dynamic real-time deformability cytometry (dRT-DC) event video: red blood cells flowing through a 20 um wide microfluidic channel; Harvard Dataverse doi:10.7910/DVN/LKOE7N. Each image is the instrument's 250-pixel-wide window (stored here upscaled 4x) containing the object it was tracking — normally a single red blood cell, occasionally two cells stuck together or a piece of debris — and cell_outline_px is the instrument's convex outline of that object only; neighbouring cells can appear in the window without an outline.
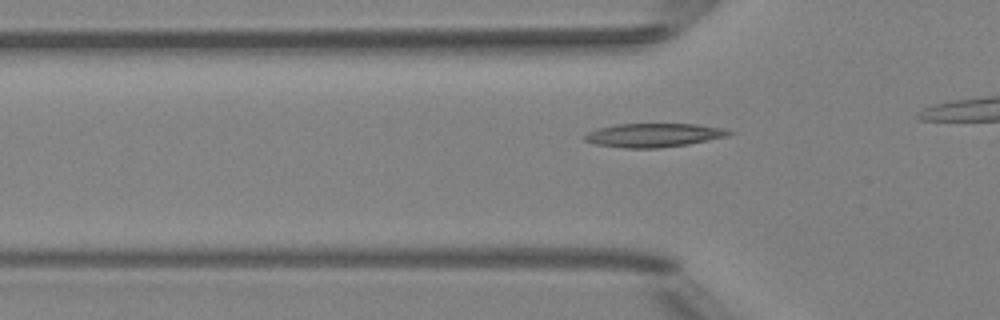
{"species": "Egyptian fruit bat (a non-hibernating species)", "species_latin": "Rousettus aegyptiacus", "temperature_condition": "room temperature", "stored_images_in_passage": 11, "camera_frame_rate_fps": 3000, "um_per_image_px": 0.085, "animal": {"sex": "female"}, "frame": {"image": 1, "passage_image": 5, "time_ms": 1.333, "image_size_px": [1000, 320], "cell_outline_px": [[732, 132], [728, 136], [688, 144], [660, 148], [624, 148], [596, 144], [584, 140], [584, 136], [588, 132], [600, 128], [616, 124], [696, 124], [724, 128]], "centroid_in_image_um": [55.57, 11.49], "position_along_channel_um": 70.2, "area_um2": 19.83}}
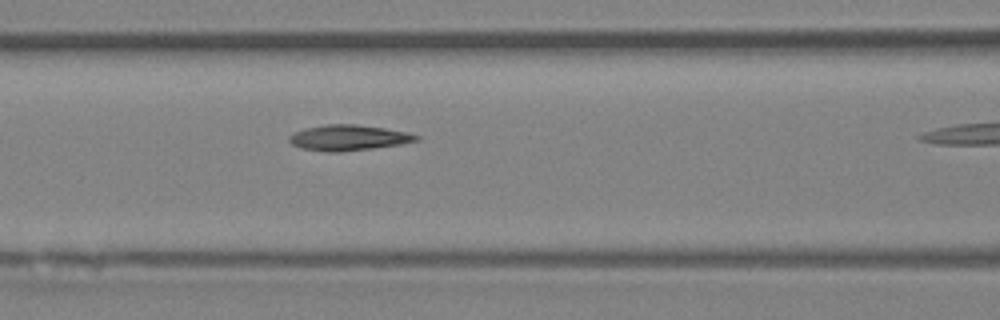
{"frame": {"image": 2, "passage_image": 10, "time_ms": 3.0, "image_size_px": [1000, 320], "cell_outline_px": [[420, 140], [400, 144], [372, 148], [340, 152], [328, 152], [304, 148], [292, 144], [288, 140], [288, 136], [304, 128], [324, 124], [356, 124], [384, 128], [404, 132], [420, 136]], "centroid_in_image_um": [29.6, 11.7], "position_along_channel_um": 137.0, "area_um2": 18.79}}